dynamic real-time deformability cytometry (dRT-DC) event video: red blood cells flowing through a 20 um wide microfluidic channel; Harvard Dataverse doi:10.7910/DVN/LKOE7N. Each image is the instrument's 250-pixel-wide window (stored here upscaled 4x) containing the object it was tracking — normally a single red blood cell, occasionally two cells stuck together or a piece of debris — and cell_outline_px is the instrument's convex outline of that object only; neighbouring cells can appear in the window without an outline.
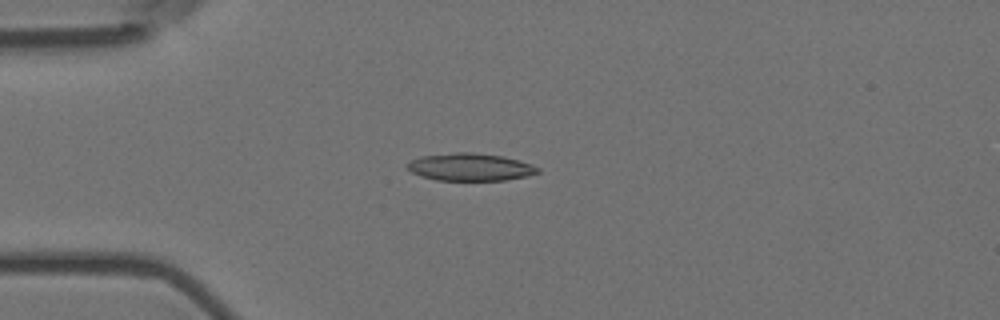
{"species": "Egyptian fruit bat (a non-hibernating species)", "species_latin": "Rousettus aegyptiacus", "temperature_condition": "room temperature", "stored_images_in_passage": 15, "camera_frame_rate_fps": 3000, "um_per_image_px": 0.085, "animal": {"sex": "female"}, "frame": {"image": 1, "passage_image": 4, "time_ms": 1.0, "image_size_px": [1000, 320], "cell_outline_px": [[540, 172], [528, 176], [504, 180], [436, 180], [420, 176], [412, 172], [404, 164], [412, 160], [424, 156], [456, 152], [472, 152], [500, 156], [516, 160], [540, 168]], "centroid_in_image_um": [39.94, 14.21], "position_along_channel_um": 45.1, "area_um2": 20.63}}
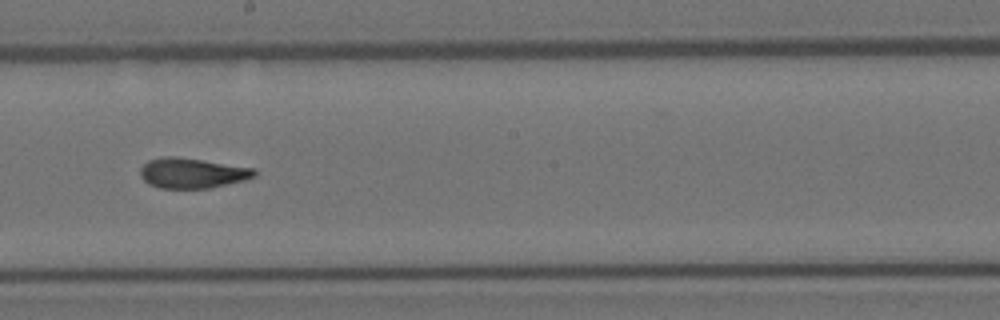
{"frame": {"image": 2, "passage_image": 9, "time_ms": 2.667, "image_size_px": [1000, 320], "cell_outline_px": [[256, 176], [244, 180], [208, 188], [160, 188], [148, 184], [140, 176], [140, 168], [148, 160], [164, 156], [176, 156], [256, 168]], "centroid_in_image_um": [16.32, 14.7], "position_along_channel_um": 231.9, "area_um2": 20.11}}
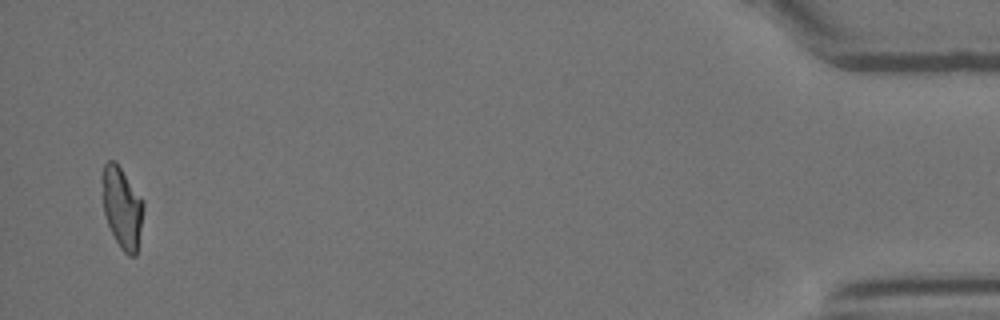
{"frame": {"image": 3, "passage_image": 15, "time_ms": 4.667, "image_size_px": [1000, 320], "cell_outline_px": [[144, 204], [136, 256], [128, 256], [120, 248], [108, 224], [104, 212], [100, 180], [100, 176], [104, 164], [108, 160], [116, 160]], "centroid_in_image_um": [10.33, 17.6], "position_along_channel_um": 424.9, "area_um2": 19.42}}